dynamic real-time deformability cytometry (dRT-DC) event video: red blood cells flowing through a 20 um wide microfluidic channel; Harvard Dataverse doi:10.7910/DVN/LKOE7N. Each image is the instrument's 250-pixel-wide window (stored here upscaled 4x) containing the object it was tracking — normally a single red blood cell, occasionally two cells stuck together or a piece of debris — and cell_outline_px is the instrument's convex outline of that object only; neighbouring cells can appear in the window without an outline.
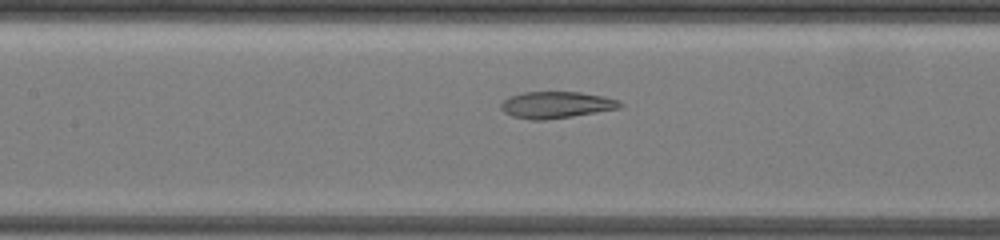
{"species": "common noctule bat (a hibernating species)", "species_latin": "Nyctalus noctula", "temperature_condition": "warm", "stored_images_in_passage": 8, "camera_frame_rate_fps": 3000, "um_per_image_px": 0.085, "animal": {"sex": "female", "body_mass_g": 19.5, "forearm_length_mm": 54.1}, "frame": {"image": 1, "passage_image": 6, "time_ms": 3.333, "image_size_px": [1000, 240], "cell_outline_px": [[624, 104], [620, 108], [572, 116], [544, 120], [532, 120], [512, 116], [504, 112], [500, 108], [500, 104], [504, 100], [512, 96], [524, 92], [580, 92], [604, 96], [620, 100]], "centroid_in_image_um": [47.3, 8.91], "position_along_channel_um": 160.1, "area_um2": 18.44}}